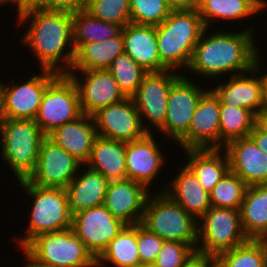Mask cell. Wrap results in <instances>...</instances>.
<instances>
[{"label": "cell", "instance_id": "cell-4", "mask_svg": "<svg viewBox=\"0 0 267 267\" xmlns=\"http://www.w3.org/2000/svg\"><path fill=\"white\" fill-rule=\"evenodd\" d=\"M45 137L35 120L0 119V157L16 181L27 179L34 171Z\"/></svg>", "mask_w": 267, "mask_h": 267}, {"label": "cell", "instance_id": "cell-45", "mask_svg": "<svg viewBox=\"0 0 267 267\" xmlns=\"http://www.w3.org/2000/svg\"><path fill=\"white\" fill-rule=\"evenodd\" d=\"M261 54L258 52L255 62H254V67L258 70L259 76L261 78V83H262V99H263V104L264 108H267V71L263 74H261V67L262 66V61H261ZM260 68V69H259ZM261 74V75H260Z\"/></svg>", "mask_w": 267, "mask_h": 267}, {"label": "cell", "instance_id": "cell-28", "mask_svg": "<svg viewBox=\"0 0 267 267\" xmlns=\"http://www.w3.org/2000/svg\"><path fill=\"white\" fill-rule=\"evenodd\" d=\"M240 217L248 239L267 240V184L247 186Z\"/></svg>", "mask_w": 267, "mask_h": 267}, {"label": "cell", "instance_id": "cell-8", "mask_svg": "<svg viewBox=\"0 0 267 267\" xmlns=\"http://www.w3.org/2000/svg\"><path fill=\"white\" fill-rule=\"evenodd\" d=\"M196 250L211 256L233 249L249 239L244 233L240 210L211 206L198 220Z\"/></svg>", "mask_w": 267, "mask_h": 267}, {"label": "cell", "instance_id": "cell-50", "mask_svg": "<svg viewBox=\"0 0 267 267\" xmlns=\"http://www.w3.org/2000/svg\"><path fill=\"white\" fill-rule=\"evenodd\" d=\"M258 7H259V11L261 13V11H265L267 8V1L266 0H259V3H258Z\"/></svg>", "mask_w": 267, "mask_h": 267}, {"label": "cell", "instance_id": "cell-42", "mask_svg": "<svg viewBox=\"0 0 267 267\" xmlns=\"http://www.w3.org/2000/svg\"><path fill=\"white\" fill-rule=\"evenodd\" d=\"M181 267H214V256L196 250Z\"/></svg>", "mask_w": 267, "mask_h": 267}, {"label": "cell", "instance_id": "cell-11", "mask_svg": "<svg viewBox=\"0 0 267 267\" xmlns=\"http://www.w3.org/2000/svg\"><path fill=\"white\" fill-rule=\"evenodd\" d=\"M183 75L182 73L171 85L165 123L158 131L175 143L189 131L199 99L208 90Z\"/></svg>", "mask_w": 267, "mask_h": 267}, {"label": "cell", "instance_id": "cell-19", "mask_svg": "<svg viewBox=\"0 0 267 267\" xmlns=\"http://www.w3.org/2000/svg\"><path fill=\"white\" fill-rule=\"evenodd\" d=\"M150 194V189L139 182L113 180L109 183L103 205L126 225H135L142 222Z\"/></svg>", "mask_w": 267, "mask_h": 267}, {"label": "cell", "instance_id": "cell-52", "mask_svg": "<svg viewBox=\"0 0 267 267\" xmlns=\"http://www.w3.org/2000/svg\"><path fill=\"white\" fill-rule=\"evenodd\" d=\"M146 267H155L154 265H147Z\"/></svg>", "mask_w": 267, "mask_h": 267}, {"label": "cell", "instance_id": "cell-26", "mask_svg": "<svg viewBox=\"0 0 267 267\" xmlns=\"http://www.w3.org/2000/svg\"><path fill=\"white\" fill-rule=\"evenodd\" d=\"M183 151L188 159H185V165L209 193L229 171V160L223 148L186 149Z\"/></svg>", "mask_w": 267, "mask_h": 267}, {"label": "cell", "instance_id": "cell-1", "mask_svg": "<svg viewBox=\"0 0 267 267\" xmlns=\"http://www.w3.org/2000/svg\"><path fill=\"white\" fill-rule=\"evenodd\" d=\"M16 21L17 27L29 21L20 43L35 55L39 69L68 74L75 57L72 13L31 7L16 17Z\"/></svg>", "mask_w": 267, "mask_h": 267}, {"label": "cell", "instance_id": "cell-32", "mask_svg": "<svg viewBox=\"0 0 267 267\" xmlns=\"http://www.w3.org/2000/svg\"><path fill=\"white\" fill-rule=\"evenodd\" d=\"M122 29L121 25L97 19L84 9L72 14V43L75 51L82 44L114 38Z\"/></svg>", "mask_w": 267, "mask_h": 267}, {"label": "cell", "instance_id": "cell-9", "mask_svg": "<svg viewBox=\"0 0 267 267\" xmlns=\"http://www.w3.org/2000/svg\"><path fill=\"white\" fill-rule=\"evenodd\" d=\"M25 82L0 80L1 118L34 120L46 88L60 75L49 70H40ZM12 81V82H11Z\"/></svg>", "mask_w": 267, "mask_h": 267}, {"label": "cell", "instance_id": "cell-17", "mask_svg": "<svg viewBox=\"0 0 267 267\" xmlns=\"http://www.w3.org/2000/svg\"><path fill=\"white\" fill-rule=\"evenodd\" d=\"M220 100L208 90L199 99L189 131L176 143L182 150L220 148Z\"/></svg>", "mask_w": 267, "mask_h": 267}, {"label": "cell", "instance_id": "cell-3", "mask_svg": "<svg viewBox=\"0 0 267 267\" xmlns=\"http://www.w3.org/2000/svg\"><path fill=\"white\" fill-rule=\"evenodd\" d=\"M155 28L160 61L170 70L180 73V69L188 70L195 46L206 28L198 10L170 13Z\"/></svg>", "mask_w": 267, "mask_h": 267}, {"label": "cell", "instance_id": "cell-2", "mask_svg": "<svg viewBox=\"0 0 267 267\" xmlns=\"http://www.w3.org/2000/svg\"><path fill=\"white\" fill-rule=\"evenodd\" d=\"M255 28L252 25L238 32L233 29L227 31L224 27L217 31L205 28L187 71L202 79L216 78V81L223 75L233 76L249 71L260 52L255 43Z\"/></svg>", "mask_w": 267, "mask_h": 267}, {"label": "cell", "instance_id": "cell-48", "mask_svg": "<svg viewBox=\"0 0 267 267\" xmlns=\"http://www.w3.org/2000/svg\"><path fill=\"white\" fill-rule=\"evenodd\" d=\"M9 3L14 4L13 6L16 7V17H18L25 10V8L21 5L20 0H0L1 5Z\"/></svg>", "mask_w": 267, "mask_h": 267}, {"label": "cell", "instance_id": "cell-18", "mask_svg": "<svg viewBox=\"0 0 267 267\" xmlns=\"http://www.w3.org/2000/svg\"><path fill=\"white\" fill-rule=\"evenodd\" d=\"M154 134L147 133L141 139L125 142L127 179L139 182L150 190L149 186L155 185L154 180L167 163Z\"/></svg>", "mask_w": 267, "mask_h": 267}, {"label": "cell", "instance_id": "cell-34", "mask_svg": "<svg viewBox=\"0 0 267 267\" xmlns=\"http://www.w3.org/2000/svg\"><path fill=\"white\" fill-rule=\"evenodd\" d=\"M220 148L228 142L249 137L256 123V115L245 108L220 105Z\"/></svg>", "mask_w": 267, "mask_h": 267}, {"label": "cell", "instance_id": "cell-27", "mask_svg": "<svg viewBox=\"0 0 267 267\" xmlns=\"http://www.w3.org/2000/svg\"><path fill=\"white\" fill-rule=\"evenodd\" d=\"M125 142L97 136L93 142L91 155L85 164L101 173L108 180L127 179L125 163Z\"/></svg>", "mask_w": 267, "mask_h": 267}, {"label": "cell", "instance_id": "cell-20", "mask_svg": "<svg viewBox=\"0 0 267 267\" xmlns=\"http://www.w3.org/2000/svg\"><path fill=\"white\" fill-rule=\"evenodd\" d=\"M227 78L229 81L220 80L221 83L210 87L219 98L220 105L245 108L255 115L264 109L261 78L254 66L247 72Z\"/></svg>", "mask_w": 267, "mask_h": 267}, {"label": "cell", "instance_id": "cell-43", "mask_svg": "<svg viewBox=\"0 0 267 267\" xmlns=\"http://www.w3.org/2000/svg\"><path fill=\"white\" fill-rule=\"evenodd\" d=\"M170 13L198 10L199 0H167Z\"/></svg>", "mask_w": 267, "mask_h": 267}, {"label": "cell", "instance_id": "cell-49", "mask_svg": "<svg viewBox=\"0 0 267 267\" xmlns=\"http://www.w3.org/2000/svg\"><path fill=\"white\" fill-rule=\"evenodd\" d=\"M43 0H20L21 5L27 9L37 7Z\"/></svg>", "mask_w": 267, "mask_h": 267}, {"label": "cell", "instance_id": "cell-12", "mask_svg": "<svg viewBox=\"0 0 267 267\" xmlns=\"http://www.w3.org/2000/svg\"><path fill=\"white\" fill-rule=\"evenodd\" d=\"M181 75L175 70L149 72L145 75L132 99L137 107L142 126L153 133L151 126L159 130L165 123L168 94L172 83ZM149 123V125L146 123ZM148 125V126H147Z\"/></svg>", "mask_w": 267, "mask_h": 267}, {"label": "cell", "instance_id": "cell-16", "mask_svg": "<svg viewBox=\"0 0 267 267\" xmlns=\"http://www.w3.org/2000/svg\"><path fill=\"white\" fill-rule=\"evenodd\" d=\"M92 116L97 136L106 139L130 142L141 139L148 133L142 126L132 97L103 107Z\"/></svg>", "mask_w": 267, "mask_h": 267}, {"label": "cell", "instance_id": "cell-15", "mask_svg": "<svg viewBox=\"0 0 267 267\" xmlns=\"http://www.w3.org/2000/svg\"><path fill=\"white\" fill-rule=\"evenodd\" d=\"M67 75L76 85L83 114L92 116L99 109L127 98L108 70H70Z\"/></svg>", "mask_w": 267, "mask_h": 267}, {"label": "cell", "instance_id": "cell-38", "mask_svg": "<svg viewBox=\"0 0 267 267\" xmlns=\"http://www.w3.org/2000/svg\"><path fill=\"white\" fill-rule=\"evenodd\" d=\"M131 23L158 26L169 16L167 0H129Z\"/></svg>", "mask_w": 267, "mask_h": 267}, {"label": "cell", "instance_id": "cell-6", "mask_svg": "<svg viewBox=\"0 0 267 267\" xmlns=\"http://www.w3.org/2000/svg\"><path fill=\"white\" fill-rule=\"evenodd\" d=\"M156 193L148 197L141 224L164 241L197 244L198 221L166 193Z\"/></svg>", "mask_w": 267, "mask_h": 267}, {"label": "cell", "instance_id": "cell-29", "mask_svg": "<svg viewBox=\"0 0 267 267\" xmlns=\"http://www.w3.org/2000/svg\"><path fill=\"white\" fill-rule=\"evenodd\" d=\"M124 53L122 32L105 41L82 44L76 51L71 70H107L112 61Z\"/></svg>", "mask_w": 267, "mask_h": 267}, {"label": "cell", "instance_id": "cell-37", "mask_svg": "<svg viewBox=\"0 0 267 267\" xmlns=\"http://www.w3.org/2000/svg\"><path fill=\"white\" fill-rule=\"evenodd\" d=\"M84 10L97 19L122 27L131 23L129 0H87Z\"/></svg>", "mask_w": 267, "mask_h": 267}, {"label": "cell", "instance_id": "cell-14", "mask_svg": "<svg viewBox=\"0 0 267 267\" xmlns=\"http://www.w3.org/2000/svg\"><path fill=\"white\" fill-rule=\"evenodd\" d=\"M82 166L46 136L40 145L36 167L26 180L39 187L66 189Z\"/></svg>", "mask_w": 267, "mask_h": 267}, {"label": "cell", "instance_id": "cell-39", "mask_svg": "<svg viewBox=\"0 0 267 267\" xmlns=\"http://www.w3.org/2000/svg\"><path fill=\"white\" fill-rule=\"evenodd\" d=\"M196 248L197 244L164 241L153 265L155 267H181L196 251Z\"/></svg>", "mask_w": 267, "mask_h": 267}, {"label": "cell", "instance_id": "cell-47", "mask_svg": "<svg viewBox=\"0 0 267 267\" xmlns=\"http://www.w3.org/2000/svg\"><path fill=\"white\" fill-rule=\"evenodd\" d=\"M262 131L267 133V108L262 109L256 115V123H255Z\"/></svg>", "mask_w": 267, "mask_h": 267}, {"label": "cell", "instance_id": "cell-10", "mask_svg": "<svg viewBox=\"0 0 267 267\" xmlns=\"http://www.w3.org/2000/svg\"><path fill=\"white\" fill-rule=\"evenodd\" d=\"M81 114L75 83L67 74H60L46 88L34 120L47 136L57 127L77 119Z\"/></svg>", "mask_w": 267, "mask_h": 267}, {"label": "cell", "instance_id": "cell-7", "mask_svg": "<svg viewBox=\"0 0 267 267\" xmlns=\"http://www.w3.org/2000/svg\"><path fill=\"white\" fill-rule=\"evenodd\" d=\"M37 261L55 267H97V260L72 228L35 236L23 247Z\"/></svg>", "mask_w": 267, "mask_h": 267}, {"label": "cell", "instance_id": "cell-46", "mask_svg": "<svg viewBox=\"0 0 267 267\" xmlns=\"http://www.w3.org/2000/svg\"><path fill=\"white\" fill-rule=\"evenodd\" d=\"M22 253L24 254V258L26 261V264H24V267H55L51 265L43 264L36 259H34L24 248H21ZM28 262V263H27Z\"/></svg>", "mask_w": 267, "mask_h": 267}, {"label": "cell", "instance_id": "cell-41", "mask_svg": "<svg viewBox=\"0 0 267 267\" xmlns=\"http://www.w3.org/2000/svg\"><path fill=\"white\" fill-rule=\"evenodd\" d=\"M87 0H43L37 7L44 10L74 13L85 9Z\"/></svg>", "mask_w": 267, "mask_h": 267}, {"label": "cell", "instance_id": "cell-13", "mask_svg": "<svg viewBox=\"0 0 267 267\" xmlns=\"http://www.w3.org/2000/svg\"><path fill=\"white\" fill-rule=\"evenodd\" d=\"M125 225L100 205L72 215L71 228L97 260Z\"/></svg>", "mask_w": 267, "mask_h": 267}, {"label": "cell", "instance_id": "cell-21", "mask_svg": "<svg viewBox=\"0 0 267 267\" xmlns=\"http://www.w3.org/2000/svg\"><path fill=\"white\" fill-rule=\"evenodd\" d=\"M223 148L229 160V171L247 186L267 184V154L250 137L232 140Z\"/></svg>", "mask_w": 267, "mask_h": 267}, {"label": "cell", "instance_id": "cell-5", "mask_svg": "<svg viewBox=\"0 0 267 267\" xmlns=\"http://www.w3.org/2000/svg\"><path fill=\"white\" fill-rule=\"evenodd\" d=\"M17 183L29 195L27 197L33 200L25 236L16 238L19 249L37 235L71 228L72 214L65 189L39 187L26 179Z\"/></svg>", "mask_w": 267, "mask_h": 267}, {"label": "cell", "instance_id": "cell-24", "mask_svg": "<svg viewBox=\"0 0 267 267\" xmlns=\"http://www.w3.org/2000/svg\"><path fill=\"white\" fill-rule=\"evenodd\" d=\"M124 52L146 72H161L168 68L160 61L155 26L129 23L122 29Z\"/></svg>", "mask_w": 267, "mask_h": 267}, {"label": "cell", "instance_id": "cell-30", "mask_svg": "<svg viewBox=\"0 0 267 267\" xmlns=\"http://www.w3.org/2000/svg\"><path fill=\"white\" fill-rule=\"evenodd\" d=\"M198 13L206 28L211 29L212 23L227 20H247L259 14L258 3L255 0H199ZM220 20V21H219ZM214 21V22H213Z\"/></svg>", "mask_w": 267, "mask_h": 267}, {"label": "cell", "instance_id": "cell-51", "mask_svg": "<svg viewBox=\"0 0 267 267\" xmlns=\"http://www.w3.org/2000/svg\"><path fill=\"white\" fill-rule=\"evenodd\" d=\"M133 267H146L145 265H137V266H133Z\"/></svg>", "mask_w": 267, "mask_h": 267}, {"label": "cell", "instance_id": "cell-23", "mask_svg": "<svg viewBox=\"0 0 267 267\" xmlns=\"http://www.w3.org/2000/svg\"><path fill=\"white\" fill-rule=\"evenodd\" d=\"M181 165L175 178L168 180V185L161 189L198 221L211 207L210 194L195 174L186 165Z\"/></svg>", "mask_w": 267, "mask_h": 267}, {"label": "cell", "instance_id": "cell-33", "mask_svg": "<svg viewBox=\"0 0 267 267\" xmlns=\"http://www.w3.org/2000/svg\"><path fill=\"white\" fill-rule=\"evenodd\" d=\"M215 267H266L267 240L249 239L245 243L214 256Z\"/></svg>", "mask_w": 267, "mask_h": 267}, {"label": "cell", "instance_id": "cell-22", "mask_svg": "<svg viewBox=\"0 0 267 267\" xmlns=\"http://www.w3.org/2000/svg\"><path fill=\"white\" fill-rule=\"evenodd\" d=\"M47 137L85 165L97 137L93 116L82 113L77 119L54 129Z\"/></svg>", "mask_w": 267, "mask_h": 267}, {"label": "cell", "instance_id": "cell-35", "mask_svg": "<svg viewBox=\"0 0 267 267\" xmlns=\"http://www.w3.org/2000/svg\"><path fill=\"white\" fill-rule=\"evenodd\" d=\"M246 188L239 176L228 171L209 193L211 206L240 210Z\"/></svg>", "mask_w": 267, "mask_h": 267}, {"label": "cell", "instance_id": "cell-44", "mask_svg": "<svg viewBox=\"0 0 267 267\" xmlns=\"http://www.w3.org/2000/svg\"><path fill=\"white\" fill-rule=\"evenodd\" d=\"M249 137L254 141V143L267 154V133L262 131L256 124L253 130L250 132Z\"/></svg>", "mask_w": 267, "mask_h": 267}, {"label": "cell", "instance_id": "cell-40", "mask_svg": "<svg viewBox=\"0 0 267 267\" xmlns=\"http://www.w3.org/2000/svg\"><path fill=\"white\" fill-rule=\"evenodd\" d=\"M164 240L150 232L141 223L137 224V247L141 265H153Z\"/></svg>", "mask_w": 267, "mask_h": 267}, {"label": "cell", "instance_id": "cell-36", "mask_svg": "<svg viewBox=\"0 0 267 267\" xmlns=\"http://www.w3.org/2000/svg\"><path fill=\"white\" fill-rule=\"evenodd\" d=\"M126 97H132L148 73L127 53L118 55L107 69Z\"/></svg>", "mask_w": 267, "mask_h": 267}, {"label": "cell", "instance_id": "cell-31", "mask_svg": "<svg viewBox=\"0 0 267 267\" xmlns=\"http://www.w3.org/2000/svg\"><path fill=\"white\" fill-rule=\"evenodd\" d=\"M133 267L140 265L137 247V224L125 225L97 259V267Z\"/></svg>", "mask_w": 267, "mask_h": 267}, {"label": "cell", "instance_id": "cell-25", "mask_svg": "<svg viewBox=\"0 0 267 267\" xmlns=\"http://www.w3.org/2000/svg\"><path fill=\"white\" fill-rule=\"evenodd\" d=\"M83 167L79 168L78 173L65 189L72 215L103 205L110 183V180L101 173L88 168L86 165Z\"/></svg>", "mask_w": 267, "mask_h": 267}]
</instances>
